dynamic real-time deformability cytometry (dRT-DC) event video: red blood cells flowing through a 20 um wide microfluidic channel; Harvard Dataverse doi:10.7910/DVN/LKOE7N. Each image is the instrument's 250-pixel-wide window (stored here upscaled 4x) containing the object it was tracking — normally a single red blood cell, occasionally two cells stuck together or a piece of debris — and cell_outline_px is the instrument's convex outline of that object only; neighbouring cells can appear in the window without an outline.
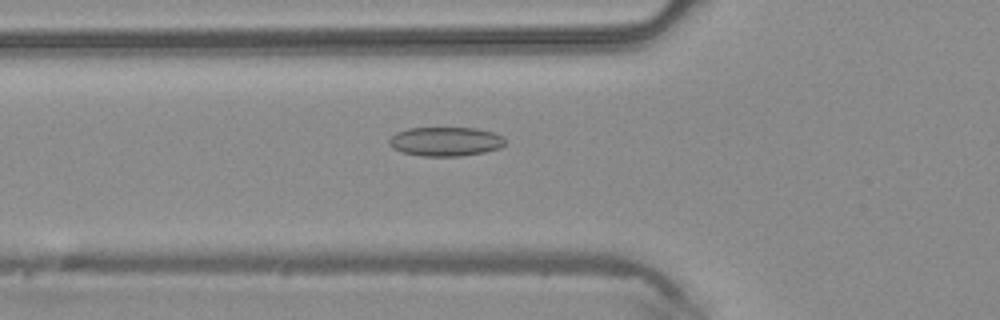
{"species": "common noctule bat (a hibernating species)", "species_latin": "Nyctalus noctula", "temperature_condition": "warm", "stored_images_in_passage": 47, "camera_frame_rate_fps": 3000, "um_per_image_px": 0.085, "animal": {"sex": "male", "body_mass_g": 20.4}, "frame": {"image": 1, "passage_image": 17, "time_ms": 5.333, "image_size_px": [1000, 320], "cell_outline_px": [[504, 144], [500, 148], [484, 152], [460, 156], [424, 156], [400, 152], [392, 148], [388, 144], [388, 140], [396, 132], [408, 128], [476, 128], [492, 132], [504, 136]], "centroid_in_image_um": [37.84, 12.03], "position_along_channel_um": 88.0, "area_um2": 19.77}}
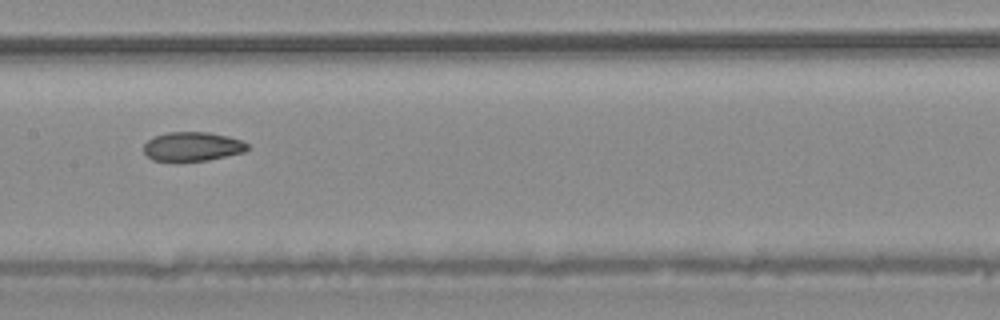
{"frame": {"image": 2, "passage_image": 24, "time_ms": 7.667, "image_size_px": [1000, 320], "cell_outline_px": [[248, 148], [244, 152], [208, 160], [180, 164], [152, 160], [144, 152], [144, 144], [152, 136], [168, 132], [208, 132], [228, 136], [240, 140], [248, 144]], "centroid_in_image_um": [16.3, 12.49], "position_along_channel_um": 191.1, "area_um2": 18.21}}
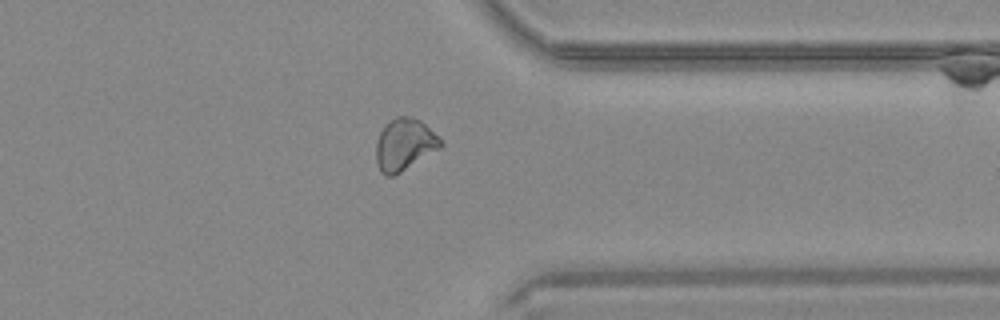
{"frame": {"image": 3, "passage_image": 37, "time_ms": 12.0, "image_size_px": [1000, 320], "cell_outline_px": [[444, 144], [440, 148], [400, 172], [392, 176], [384, 176], [380, 172], [376, 160], [376, 140], [380, 132], [396, 116], [412, 116], [420, 120]], "centroid_in_image_um": [34.35, 12.3], "position_along_channel_um": 377.1, "area_um2": 19.13}}